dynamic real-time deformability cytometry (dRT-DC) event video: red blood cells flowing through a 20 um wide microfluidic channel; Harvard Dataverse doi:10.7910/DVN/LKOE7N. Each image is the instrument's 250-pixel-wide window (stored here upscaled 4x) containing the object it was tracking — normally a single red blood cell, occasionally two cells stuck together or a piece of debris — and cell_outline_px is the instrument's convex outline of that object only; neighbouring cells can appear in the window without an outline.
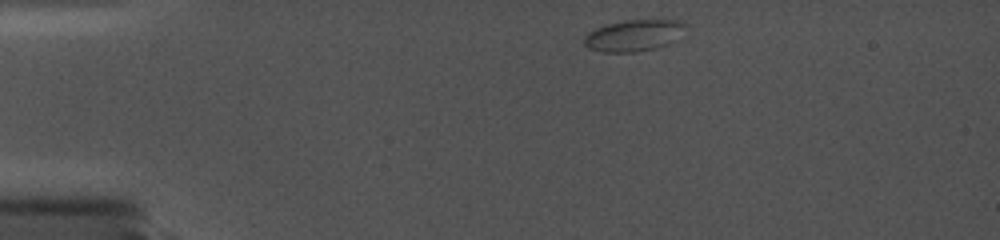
{"species": "common noctule bat (a hibernating species)", "species_latin": "Nyctalus noctula", "temperature_condition": "cold", "stored_images_in_passage": 39, "camera_frame_rate_fps": 5000, "um_per_image_px": 0.085, "animal": {"sex": "female", "body_mass_g": 19.0, "forearm_length_mm": 56.7}, "frame": {"image": 1, "passage_image": 1, "time_ms": 0.0, "image_size_px": [1000, 240], "cell_outline_px": [[680, 24], [652, 48], [636, 52], [604, 52], [592, 48], [584, 40], [596, 28], [604, 24], [624, 20], [676, 20]], "centroid_in_image_um": [53.56, 2.99], "position_along_channel_um": 31.4, "area_um2": 16.18}}
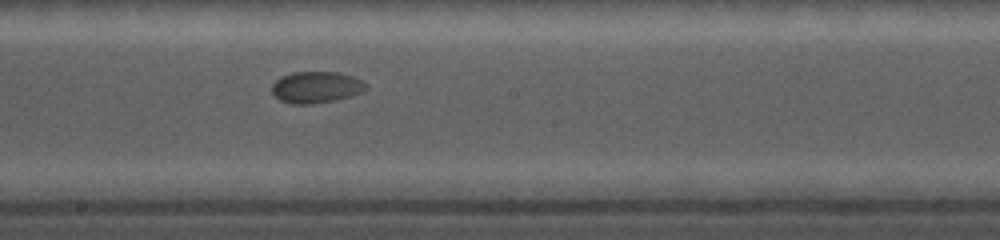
{"frame": {"image": 2, "passage_image": 20, "time_ms": 7.0, "image_size_px": [1000, 240], "cell_outline_px": [[368, 88], [352, 96], [336, 100], [312, 104], [292, 104], [280, 100], [272, 92], [272, 84], [280, 76], [292, 72], [336, 72], [352, 76], [368, 84]], "centroid_in_image_um": [26.87, 7.41], "position_along_channel_um": 221.3, "area_um2": 17.34}}
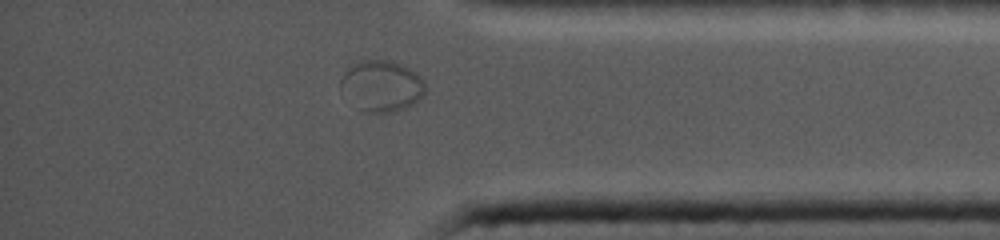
{"frame": {"image": 3, "passage_image": 34, "time_ms": 12.0, "image_size_px": [1000, 240], "cell_outline_px": [[428, 88], [420, 100], [404, 108], [392, 112], [364, 112], [356, 108], [340, 84], [340, 80], [344, 72], [352, 64], [360, 60], [388, 60], [400, 64], [416, 72], [424, 80]], "centroid_in_image_um": [32.48, 7.3], "position_along_channel_um": 402.7, "area_um2": 25.2}}